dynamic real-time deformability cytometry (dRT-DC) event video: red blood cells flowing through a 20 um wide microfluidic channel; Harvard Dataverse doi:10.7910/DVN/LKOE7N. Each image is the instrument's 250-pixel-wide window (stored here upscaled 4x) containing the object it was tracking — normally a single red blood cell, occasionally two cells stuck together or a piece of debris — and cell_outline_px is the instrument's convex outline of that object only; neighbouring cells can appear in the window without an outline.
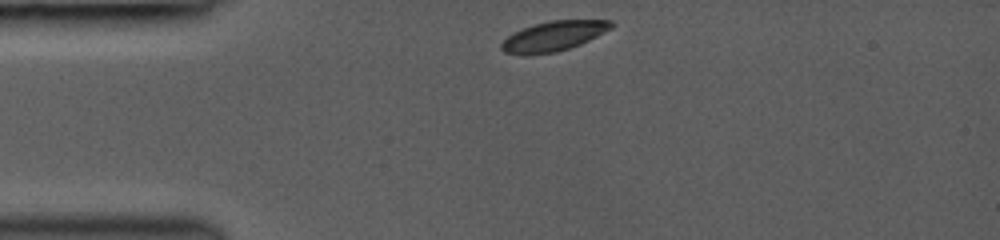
{"species": "common noctule bat (a hibernating species)", "species_latin": "Nyctalus noctula", "temperature_condition": "room temperature", "stored_images_in_passage": 19, "camera_frame_rate_fps": 3000, "um_per_image_px": 0.085, "animal": {"sex": "female", "body_mass_g": 19.0, "forearm_length_mm": 53.3}, "frame": {"image": 1, "passage_image": 1, "time_ms": 0.0, "image_size_px": [1000, 240], "cell_outline_px": [[616, 24], [612, 28], [580, 44], [556, 52], [524, 56], [504, 52], [500, 48], [500, 44], [512, 32], [532, 24], [552, 20], [612, 20]], "centroid_in_image_um": [47.02, 3.07], "position_along_channel_um": 38.0, "area_um2": 19.31}}
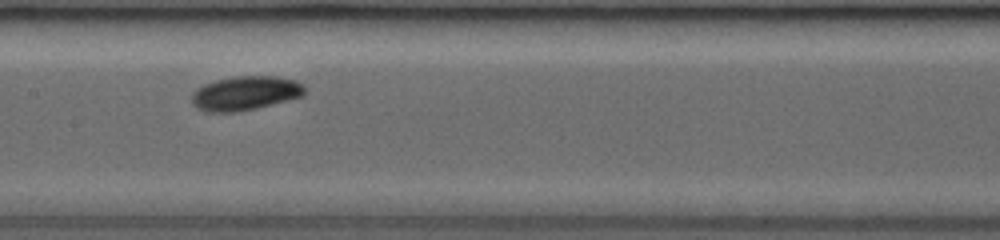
{"frame": {"image": 2, "passage_image": 11, "time_ms": 4.333, "image_size_px": [1000, 240], "cell_outline_px": [[304, 96], [256, 108], [236, 112], [204, 112], [196, 108], [192, 104], [192, 92], [196, 88], [204, 84], [216, 80], [236, 76], [276, 76], [296, 80], [304, 84]], "centroid_in_image_um": [20.83, 7.92], "position_along_channel_um": 186.6, "area_um2": 22.66}}
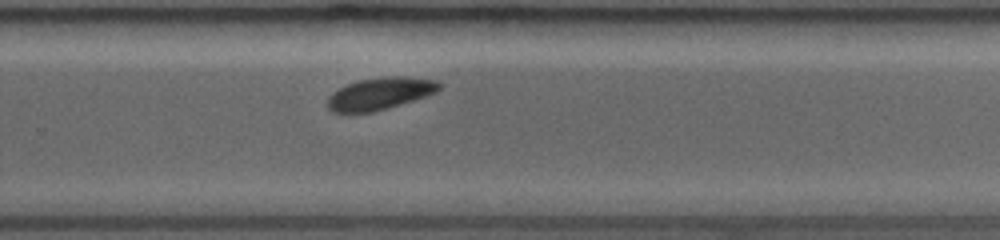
{"frame": {"image": 3, "passage_image": 17, "time_ms": 7.0, "image_size_px": [1000, 240], "cell_outline_px": [[444, 84], [436, 92], [388, 108], [372, 112], [344, 116], [332, 112], [328, 108], [328, 96], [332, 92], [348, 84], [360, 80], [380, 76], [400, 76], [440, 80]], "centroid_in_image_um": [32.26, 7.98], "position_along_channel_um": 297.5, "area_um2": 21.44}}